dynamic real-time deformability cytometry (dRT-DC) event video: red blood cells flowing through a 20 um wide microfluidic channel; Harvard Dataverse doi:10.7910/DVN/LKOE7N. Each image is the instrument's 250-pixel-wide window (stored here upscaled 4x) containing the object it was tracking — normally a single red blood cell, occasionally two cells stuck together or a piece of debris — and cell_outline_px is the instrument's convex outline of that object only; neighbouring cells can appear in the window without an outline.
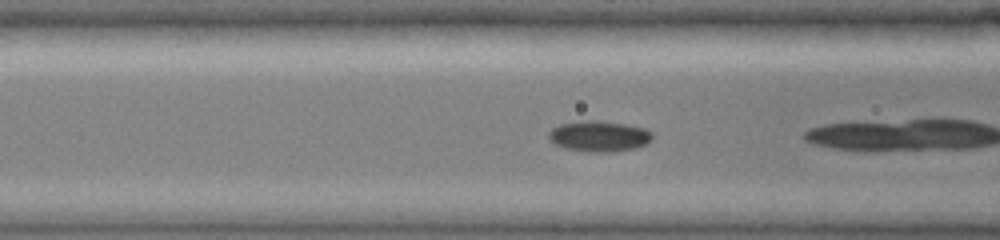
{"species": "common noctule bat (a hibernating species)", "species_latin": "Nyctalus noctula", "temperature_condition": "cold", "stored_images_in_passage": 38, "camera_frame_rate_fps": 3000, "um_per_image_px": 0.085, "animal": {"sex": "female", "body_mass_g": 19.0, "forearm_length_mm": 51.5}, "frame": {"image": 1, "passage_image": 16, "time_ms": 5.0, "image_size_px": [1000, 240], "cell_outline_px": [[652, 140], [648, 144], [636, 148], [612, 152], [592, 152], [568, 148], [556, 144], [548, 136], [548, 132], [552, 128], [560, 124], [584, 120], [596, 120], [624, 124], [644, 128], [652, 132]], "centroid_in_image_um": [50.96, 11.57], "position_along_channel_um": 115.6, "area_um2": 18.5}}
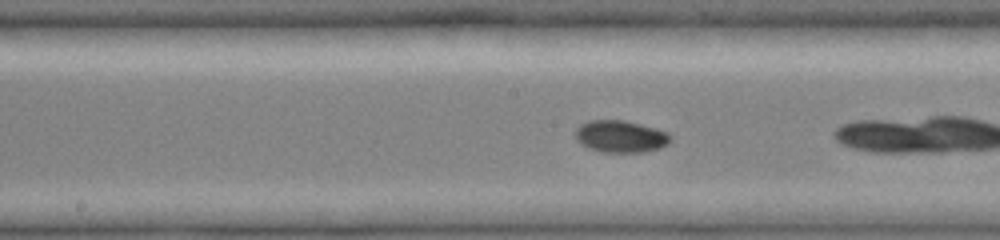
{"frame": {"image": 2, "passage_image": 22, "time_ms": 7.0, "image_size_px": [1000, 240], "cell_outline_px": [[672, 140], [668, 144], [660, 148], [644, 152], [604, 152], [588, 148], [580, 144], [576, 140], [576, 128], [580, 124], [588, 120], [624, 120], [656, 128], [668, 132], [672, 136]], "centroid_in_image_um": [52.76, 11.59], "position_along_channel_um": 195.4, "area_um2": 17.98}}